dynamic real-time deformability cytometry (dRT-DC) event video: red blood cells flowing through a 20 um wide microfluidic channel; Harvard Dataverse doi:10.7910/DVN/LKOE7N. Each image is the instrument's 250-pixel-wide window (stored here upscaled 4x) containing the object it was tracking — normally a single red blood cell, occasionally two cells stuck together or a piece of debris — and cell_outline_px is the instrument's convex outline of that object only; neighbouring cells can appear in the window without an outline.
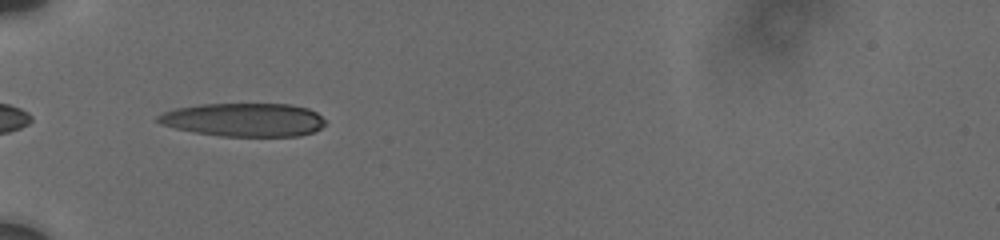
{"species": "human", "species_latin": "Homo sapiens", "temperature_condition": "cold", "stored_images_in_passage": 77, "camera_frame_rate_fps": 3000, "um_per_image_px": 0.085, "donor": {"sex": "male"}, "frame": {"image": 1, "passage_image": 1, "time_ms": 0.0, "image_size_px": [1000, 240], "cell_outline_px": [[324, 124], [320, 128], [312, 132], [300, 136], [220, 136], [196, 132], [176, 128], [160, 124], [156, 120], [156, 116], [164, 112], [176, 108], [204, 104], [292, 104], [308, 108], [316, 112], [324, 120]], "centroid_in_image_um": [20.73, 10.18], "position_along_channel_um": 64.3, "area_um2": 32.48}}
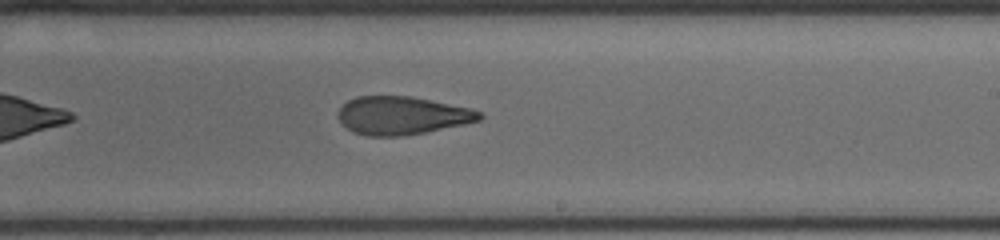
{"frame": {"image": 2, "passage_image": 43, "time_ms": 5.333, "image_size_px": [1000, 240], "cell_outline_px": [[484, 116], [480, 120], [464, 124], [404, 136], [368, 136], [352, 132], [336, 116], [336, 112], [348, 100], [356, 96], [412, 96], [468, 108], [480, 112]], "centroid_in_image_um": [34.13, 9.82], "position_along_channel_um": 254.9, "area_um2": 31.27}}
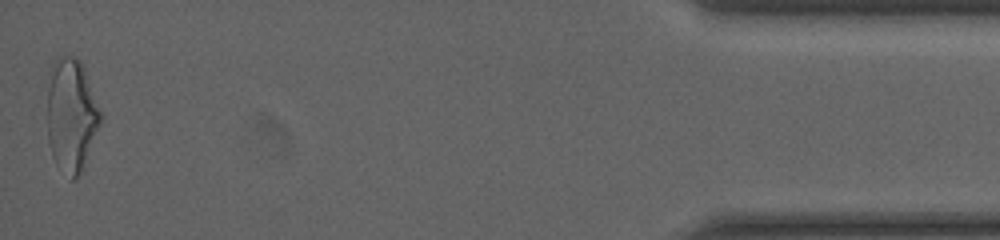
{"frame": {"image": 3, "passage_image": 76, "time_ms": 12.0, "image_size_px": [1000, 240], "cell_outline_px": [[104, 116], [80, 172], [72, 180], [56, 164], [52, 156], [48, 140], [48, 88], [52, 60], [60, 56], [76, 56], [80, 60], [84, 68]], "centroid_in_image_um": [6.07, 9.73], "position_along_channel_um": 429.1, "area_um2": 35.14}, "authors_computed_cell_mechanics": {"area_um2": 32.8304, "velocity_mm_per_s": 3.7453, "shape_relaxation_time_tau1_ms": 6.192, "shape_relaxation_time_tau2_ms": 2.6482, "deformation_change_tau1": 0.188, "deformation_change_tau2": 0.1209}}